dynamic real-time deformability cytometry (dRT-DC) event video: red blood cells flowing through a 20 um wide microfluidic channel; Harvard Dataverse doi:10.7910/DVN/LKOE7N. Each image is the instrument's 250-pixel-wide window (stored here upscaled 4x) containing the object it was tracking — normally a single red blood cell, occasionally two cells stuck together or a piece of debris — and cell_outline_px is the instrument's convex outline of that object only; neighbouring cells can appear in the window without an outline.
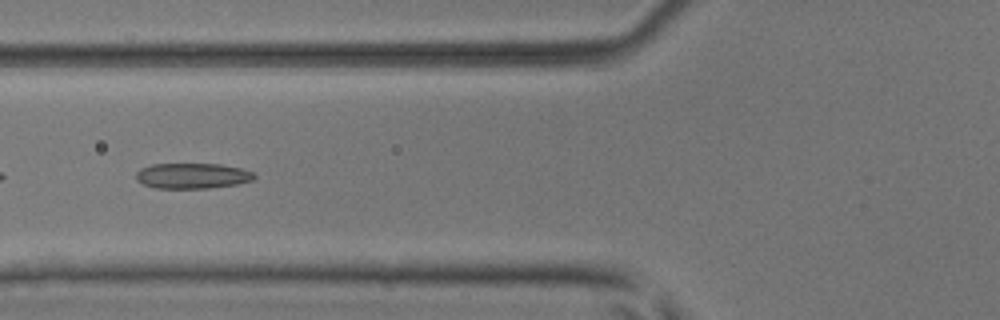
{"species": "common noctule bat (a hibernating species)", "species_latin": "Nyctalus noctula", "temperature_condition": "room temperature", "stored_images_in_passage": 37, "camera_frame_rate_fps": 3000, "um_per_image_px": 0.085, "animal": {"sex": "male", "body_mass_g": 17.9, "forearm_length_mm": 54.2}, "frame": {"image": 1, "passage_image": 11, "time_ms": 3.333, "image_size_px": [1000, 320], "cell_outline_px": [[256, 176], [252, 180], [236, 184], [208, 188], [156, 188], [144, 184], [136, 180], [136, 172], [140, 168], [152, 164], [220, 164], [240, 168], [252, 172]], "centroid_in_image_um": [16.32, 14.94], "position_along_channel_um": 109.5, "area_um2": 17.46}, "authors_computed_cell_mechanics": {"area_um2": 16.9932, "velocity_mm_per_s": 4.0579, "shape_relaxation_time_tau1_ms": 3.8862, "shape_relaxation_time_tau2_ms": 4.5187, "deformation_change_tau1": 0.1038, "deformation_change_tau2": 0.1238}}